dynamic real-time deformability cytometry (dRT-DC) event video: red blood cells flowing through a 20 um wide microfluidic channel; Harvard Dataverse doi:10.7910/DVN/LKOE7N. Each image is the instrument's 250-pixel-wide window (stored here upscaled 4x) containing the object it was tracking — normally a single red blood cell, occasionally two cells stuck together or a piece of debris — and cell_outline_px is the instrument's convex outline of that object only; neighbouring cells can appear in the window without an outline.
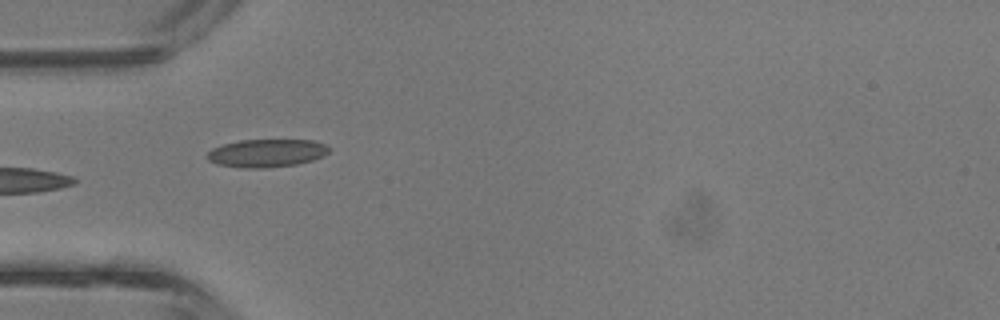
{"species": "common noctule bat (a hibernating species)", "species_latin": "Nyctalus noctula", "temperature_condition": "room temperature", "stored_images_in_passage": 5, "camera_frame_rate_fps": 3000, "um_per_image_px": 0.085, "animal": {"sex": "male", "body_mass_g": 13.3}, "frame": {"image": 1, "passage_image": 5, "time_ms": 1.333, "image_size_px": [1000, 320], "cell_outline_px": [[332, 148], [324, 156], [312, 160], [296, 164], [264, 168], [244, 168], [216, 164], [208, 160], [204, 156], [212, 148], [224, 144], [240, 140], [312, 140], [324, 144]], "centroid_in_image_um": [22.65, 13.01], "position_along_channel_um": 62.4, "area_um2": 19.94}}